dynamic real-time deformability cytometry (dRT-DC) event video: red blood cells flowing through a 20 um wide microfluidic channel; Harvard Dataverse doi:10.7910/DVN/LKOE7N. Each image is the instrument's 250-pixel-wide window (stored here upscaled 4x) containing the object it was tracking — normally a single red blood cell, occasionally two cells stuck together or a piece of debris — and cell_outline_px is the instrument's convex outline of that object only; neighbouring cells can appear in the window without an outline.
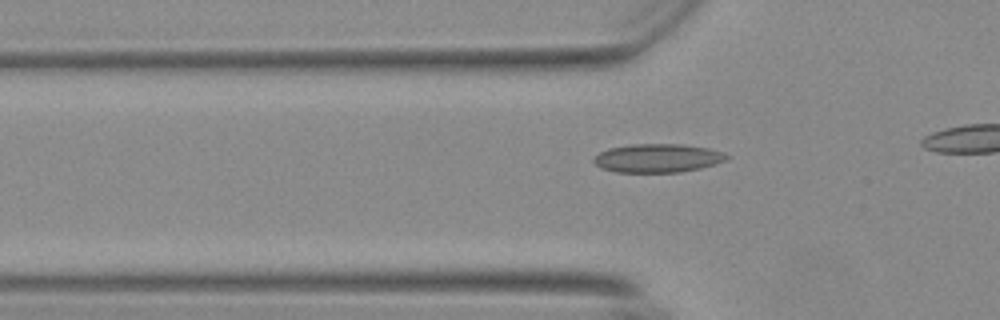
{"species": "Egyptian fruit bat (a non-hibernating species)", "species_latin": "Rousettus aegyptiacus", "temperature_condition": "warm", "stored_images_in_passage": 36, "camera_frame_rate_fps": 3000, "um_per_image_px": 0.085, "animal": {"sex": "female"}, "frame": {"image": 1, "passage_image": 9, "time_ms": 2.667, "image_size_px": [1000, 320], "cell_outline_px": [[732, 156], [724, 160], [700, 168], [680, 172], [616, 172], [600, 168], [592, 160], [592, 156], [608, 148], [632, 144], [684, 144], [708, 148], [724, 152]], "centroid_in_image_um": [55.87, 13.43], "position_along_channel_um": 69.9, "area_um2": 22.25}}
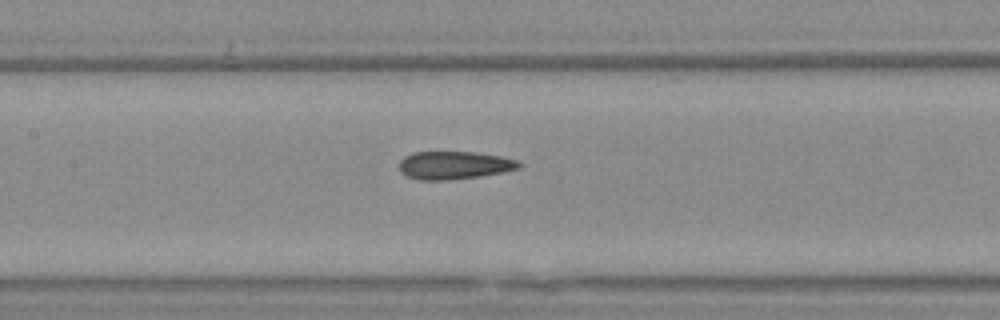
{"frame": {"image": 2, "passage_image": 17, "time_ms": 5.333, "image_size_px": [1000, 320], "cell_outline_px": [[524, 164], [520, 168], [480, 176], [448, 180], [416, 180], [400, 172], [400, 160], [404, 156], [412, 152], [476, 152], [500, 156], [516, 160]], "centroid_in_image_um": [38.59, 14.04], "position_along_channel_um": 168.8, "area_um2": 19.54}}
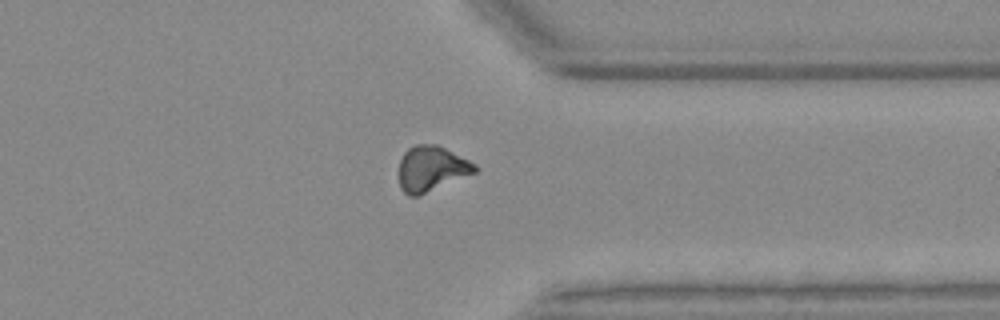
{"frame": {"image": 3, "passage_image": 34, "time_ms": 11.0, "image_size_px": [1000, 320], "cell_outline_px": [[480, 168], [476, 172], [420, 196], [408, 196], [400, 188], [400, 160], [404, 152], [408, 148], [416, 144], [436, 144], [476, 164]], "centroid_in_image_um": [36.67, 14.35], "position_along_channel_um": 374.7, "area_um2": 20.06}}